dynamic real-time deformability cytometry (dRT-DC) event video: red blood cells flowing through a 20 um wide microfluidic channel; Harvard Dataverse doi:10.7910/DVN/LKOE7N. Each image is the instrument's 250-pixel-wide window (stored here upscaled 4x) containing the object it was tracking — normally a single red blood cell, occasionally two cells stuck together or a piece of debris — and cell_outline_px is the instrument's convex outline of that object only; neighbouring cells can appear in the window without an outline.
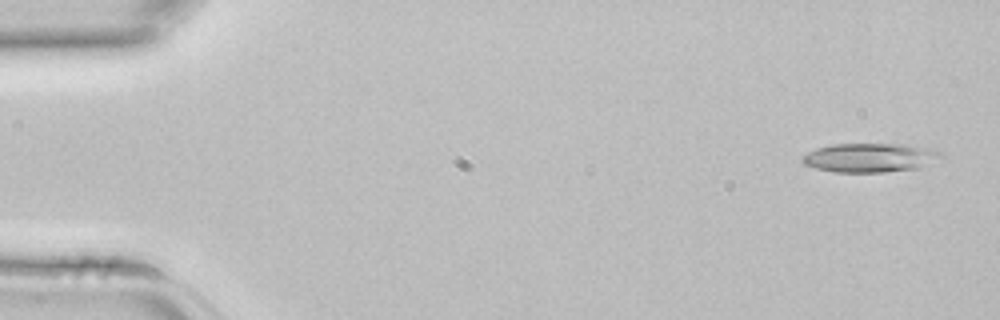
{"species": "common noctule bat (a hibernating species)", "species_latin": "Nyctalus noctula", "temperature_condition": "room temperature", "stored_images_in_passage": 3, "camera_frame_rate_fps": 3000, "um_per_image_px": 0.085, "animal": {"sex": "female", "body_mass_g": 22.7, "forearm_length_mm": 54.2}, "frame": {"image": 1, "passage_image": 1, "time_ms": 0.0, "image_size_px": [1000, 320], "cell_outline_px": [[948, 156], [916, 168], [884, 172], [832, 172], [816, 168], [804, 164], [800, 160], [808, 152], [816, 148], [832, 144], [908, 144], [928, 148], [940, 152]], "centroid_in_image_um": [73.96, 13.39], "position_along_channel_um": 11.0, "area_um2": 23.47}}